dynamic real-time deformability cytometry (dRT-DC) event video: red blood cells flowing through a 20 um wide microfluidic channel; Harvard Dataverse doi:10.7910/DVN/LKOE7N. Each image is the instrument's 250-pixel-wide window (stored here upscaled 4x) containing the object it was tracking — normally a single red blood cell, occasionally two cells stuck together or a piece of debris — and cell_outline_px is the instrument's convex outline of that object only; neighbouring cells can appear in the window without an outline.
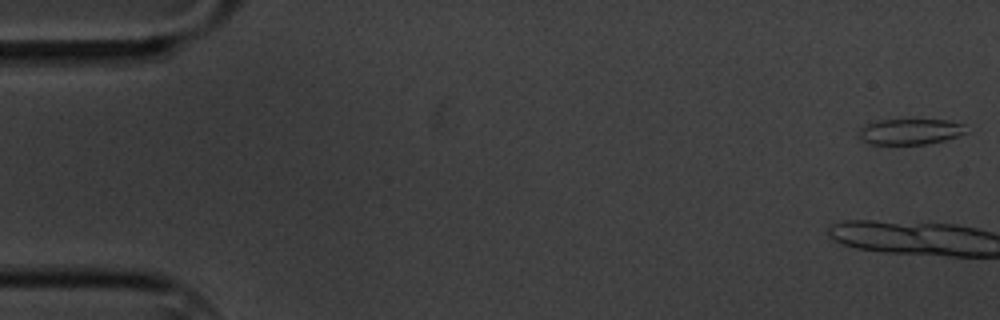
{"species": "common noctule bat (a hibernating species)", "species_latin": "Nyctalus noctula", "temperature_condition": "cold", "stored_images_in_passage": 5, "camera_frame_rate_fps": 3000, "um_per_image_px": 0.085, "animal": {"sex": "male", "body_mass_g": 20.1, "forearm_length_mm": 53.5}, "frame": {"image": 1, "passage_image": 1, "time_ms": 0.0, "image_size_px": [1000, 320], "cell_outline_px": [[968, 132], [944, 140], [928, 144], [868, 144], [860, 140], [860, 128], [868, 124], [880, 120], [948, 120], [964, 124]], "centroid_in_image_um": [77.38, 11.19], "position_along_channel_um": 7.6, "area_um2": 16.01}}